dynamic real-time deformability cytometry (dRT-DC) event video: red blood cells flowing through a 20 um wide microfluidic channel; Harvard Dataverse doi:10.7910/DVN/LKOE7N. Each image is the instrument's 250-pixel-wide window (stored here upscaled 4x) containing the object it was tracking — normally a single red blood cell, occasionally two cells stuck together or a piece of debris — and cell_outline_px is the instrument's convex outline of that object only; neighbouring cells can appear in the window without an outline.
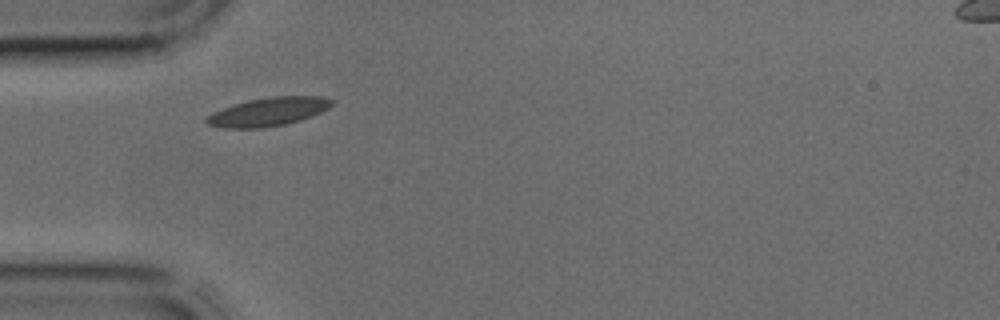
{"species": "common noctule bat (a hibernating species)", "species_latin": "Nyctalus noctula", "temperature_condition": "cold", "stored_images_in_passage": 1, "camera_frame_rate_fps": 3000, "um_per_image_px": 0.085, "animal": {"sex": "male", "body_mass_g": 17.9, "forearm_length_mm": 54.2}, "frame": {"image": 1, "passage_image": 1, "time_ms": 0.0, "image_size_px": [1000, 320], "cell_outline_px": [[336, 100], [328, 108], [312, 116], [300, 120], [284, 124], [260, 128], [224, 128], [208, 124], [204, 120], [212, 112], [248, 100], [272, 96], [320, 96]], "centroid_in_image_um": [22.83, 9.49], "position_along_channel_um": 62.2, "area_um2": 20.63}}